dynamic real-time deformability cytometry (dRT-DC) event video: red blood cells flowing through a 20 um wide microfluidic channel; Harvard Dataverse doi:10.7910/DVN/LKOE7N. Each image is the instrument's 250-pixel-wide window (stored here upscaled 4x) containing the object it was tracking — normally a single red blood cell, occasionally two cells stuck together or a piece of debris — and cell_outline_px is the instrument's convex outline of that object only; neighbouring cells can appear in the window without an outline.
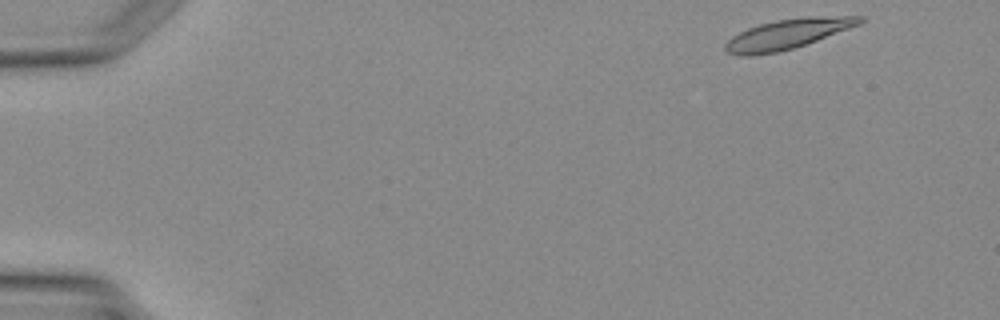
{"species": "Egyptian fruit bat (a non-hibernating species)", "species_latin": "Rousettus aegyptiacus", "temperature_condition": "warm", "stored_images_in_passage": 3, "camera_frame_rate_fps": 3000, "um_per_image_px": 0.085, "animal": {"sex": "female"}, "frame": {"image": 1, "passage_image": 1, "time_ms": 0.0, "image_size_px": [1000, 320], "cell_outline_px": [[864, 20], [860, 24], [816, 40], [792, 48], [776, 52], [752, 56], [740, 56], [728, 52], [724, 48], [724, 44], [732, 36], [748, 28], [760, 24], [776, 20], [808, 16], [864, 16]], "centroid_in_image_um": [66.91, 2.89], "position_along_channel_um": 18.1, "area_um2": 23.12}}